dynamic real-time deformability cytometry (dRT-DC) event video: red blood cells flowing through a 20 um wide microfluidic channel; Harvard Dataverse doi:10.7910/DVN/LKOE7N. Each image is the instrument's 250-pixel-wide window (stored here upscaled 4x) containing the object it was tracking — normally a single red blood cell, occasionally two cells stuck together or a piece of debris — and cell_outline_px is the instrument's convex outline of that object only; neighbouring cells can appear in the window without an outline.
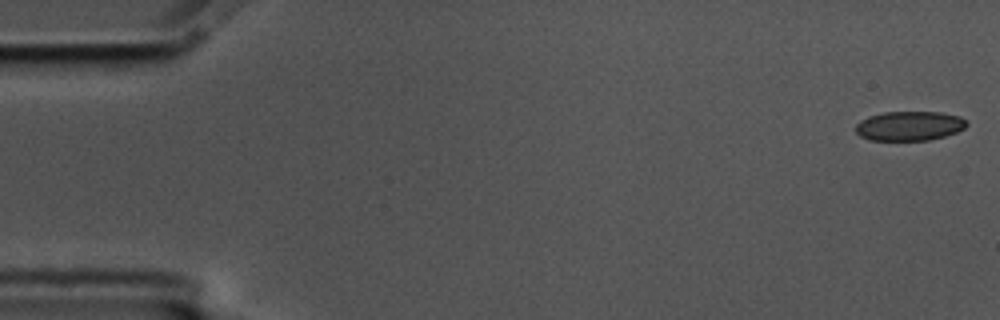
{"species": "common noctule bat (a hibernating species)", "species_latin": "Nyctalus noctula", "temperature_condition": "cold", "stored_images_in_passage": 56, "camera_frame_rate_fps": 3000, "um_per_image_px": 0.085, "animal": {"sex": "male", "body_mass_g": 17.5, "forearm_length_mm": 52.3}, "frame": {"image": 1, "passage_image": 1, "time_ms": 0.0, "image_size_px": [1000, 320], "cell_outline_px": [[968, 124], [964, 128], [956, 132], [944, 136], [928, 140], [868, 140], [860, 136], [856, 132], [856, 124], [860, 120], [868, 116], [884, 112], [940, 112], [960, 116], [968, 120]], "centroid_in_image_um": [77.3, 10.7], "position_along_channel_um": 7.7, "area_um2": 19.13}}
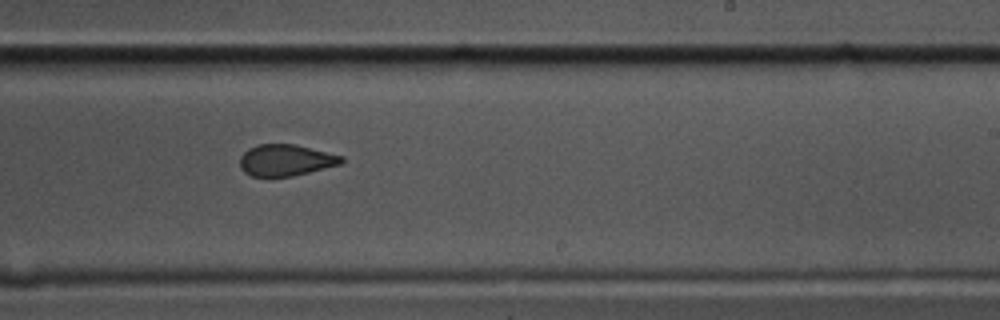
{"frame": {"image": 2, "passage_image": 34, "time_ms": 11.0, "image_size_px": [1000, 320], "cell_outline_px": [[344, 160], [340, 164], [292, 176], [252, 176], [244, 172], [240, 168], [240, 156], [248, 148], [256, 144], [292, 144], [344, 156]], "centroid_in_image_um": [24.25, 13.61], "position_along_channel_um": 264.8, "area_um2": 18.44}}
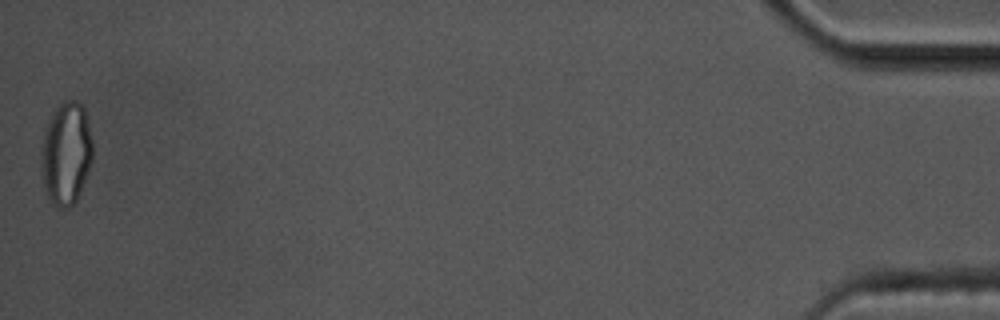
{"frame": {"image": 3, "passage_image": 56, "time_ms": 18.333, "image_size_px": [1000, 320], "cell_outline_px": [[92, 160], [80, 192], [76, 200], [68, 208], [60, 208], [52, 204], [44, 188], [40, 160], [40, 152], [44, 132], [48, 120], [52, 112], [64, 100], [76, 100], [84, 108], [92, 140]], "centroid_in_image_um": [5.6, 13.04], "position_along_channel_um": 429.6, "area_um2": 30.87}, "authors_computed_cell_mechanics": {"area_um2": 19.9988, "velocity_mm_per_s": 3.5632, "shape_relaxation_time_tau1_ms": null, "shape_relaxation_time_tau2_ms": 1.2416, "deformation_change_tau1": null, "deformation_change_tau2": 0.0682}}